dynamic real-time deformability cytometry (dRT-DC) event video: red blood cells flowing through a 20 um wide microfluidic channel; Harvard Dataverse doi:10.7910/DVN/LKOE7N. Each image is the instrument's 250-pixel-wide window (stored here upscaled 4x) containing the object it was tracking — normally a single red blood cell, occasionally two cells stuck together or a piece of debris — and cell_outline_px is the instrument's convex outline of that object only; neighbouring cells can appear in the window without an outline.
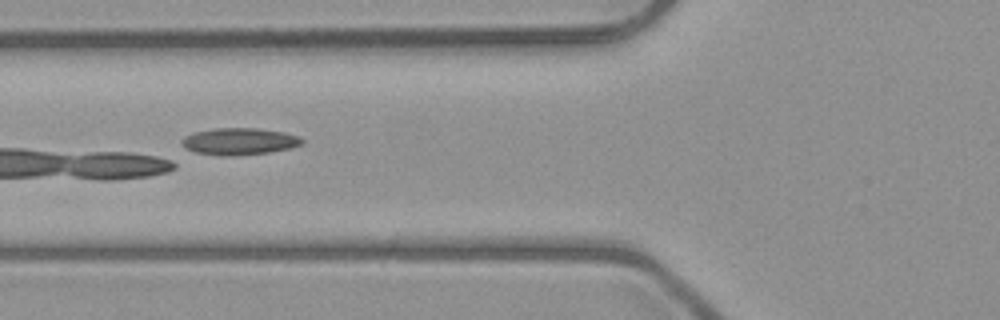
{"species": "common noctule bat (a hibernating species)", "species_latin": "Nyctalus noctula", "temperature_condition": "room temperature", "stored_images_in_passage": 5, "camera_frame_rate_fps": 3000, "um_per_image_px": 0.085, "animal": {"sex": "male", "body_mass_g": 23.1, "forearm_length_mm": 52.7}, "frame": {"image": 1, "passage_image": 5, "time_ms": 4.333, "image_size_px": [1000, 320], "cell_outline_px": [[304, 144], [292, 148], [268, 152], [236, 156], [220, 156], [196, 152], [188, 148], [180, 140], [184, 136], [192, 132], [216, 128], [256, 128], [284, 132], [300, 136], [304, 140]], "centroid_in_image_um": [20.39, 12.01], "position_along_channel_um": 105.4, "area_um2": 18.96}}